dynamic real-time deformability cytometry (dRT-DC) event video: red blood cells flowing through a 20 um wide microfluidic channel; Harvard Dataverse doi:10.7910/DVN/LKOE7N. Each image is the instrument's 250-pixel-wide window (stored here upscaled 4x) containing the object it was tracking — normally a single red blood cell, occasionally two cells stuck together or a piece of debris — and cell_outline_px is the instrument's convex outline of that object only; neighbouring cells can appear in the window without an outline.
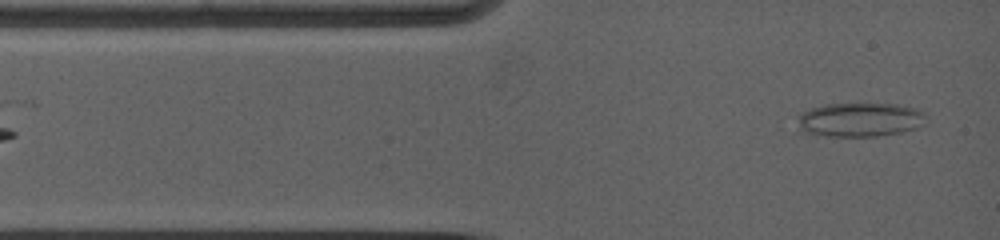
{"species": "common noctule bat (a hibernating species)", "species_latin": "Nyctalus noctula", "temperature_condition": "warm", "stored_images_in_passage": 36, "camera_frame_rate_fps": 5000, "um_per_image_px": 0.085, "animal": {"sex": "female", "body_mass_g": 19.0, "forearm_length_mm": 53.3}, "frame": {"image": 1, "passage_image": 1, "time_ms": 0.0, "image_size_px": [1000, 240], "cell_outline_px": [[916, 112], [912, 128], [896, 132], [868, 136], [840, 136], [812, 132], [804, 128], [800, 124], [800, 116], [804, 112], [828, 104], [888, 104], [908, 108]], "centroid_in_image_um": [72.91, 10.16], "position_along_channel_um": 12.1, "area_um2": 22.6}}
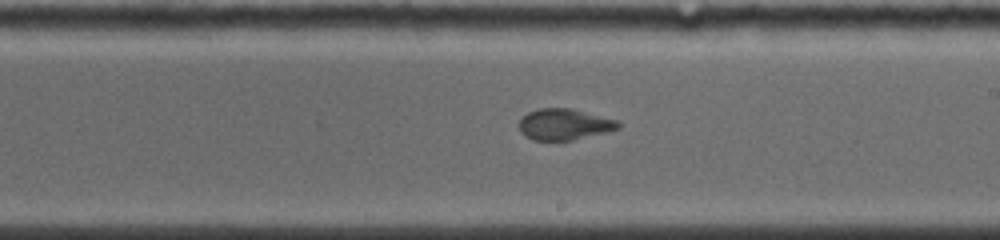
{"frame": {"image": 2, "passage_image": 18, "time_ms": 6.8, "image_size_px": [1000, 240], "cell_outline_px": [[620, 124], [616, 128], [568, 140], [536, 140], [528, 136], [520, 128], [520, 120], [528, 112], [540, 108], [568, 108], [616, 120]], "centroid_in_image_um": [47.9, 10.54], "position_along_channel_um": 241.1, "area_um2": 16.94}}
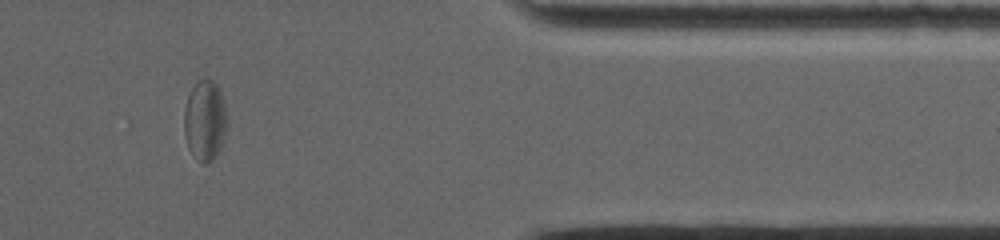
{"frame": {"image": 3, "passage_image": 29, "time_ms": 11.4, "image_size_px": [1000, 240], "cell_outline_px": [[228, 124], [220, 148], [216, 156], [208, 164], [204, 164], [196, 160], [188, 148], [184, 132], [184, 108], [188, 96], [192, 88], [200, 80], [212, 80], [216, 84], [224, 100], [228, 120]], "centroid_in_image_um": [17.43, 10.28], "position_along_channel_um": 394.0, "area_um2": 20.29}, "authors_computed_cell_mechanics": {"area_um2": 19.1029, "velocity_mm_per_s": 3.8874, "shape_relaxation_time_tau1_ms": null, "shape_relaxation_time_tau2_ms": 1.7198, "deformation_change_tau1": null, "deformation_change_tau2": 0.0659}}